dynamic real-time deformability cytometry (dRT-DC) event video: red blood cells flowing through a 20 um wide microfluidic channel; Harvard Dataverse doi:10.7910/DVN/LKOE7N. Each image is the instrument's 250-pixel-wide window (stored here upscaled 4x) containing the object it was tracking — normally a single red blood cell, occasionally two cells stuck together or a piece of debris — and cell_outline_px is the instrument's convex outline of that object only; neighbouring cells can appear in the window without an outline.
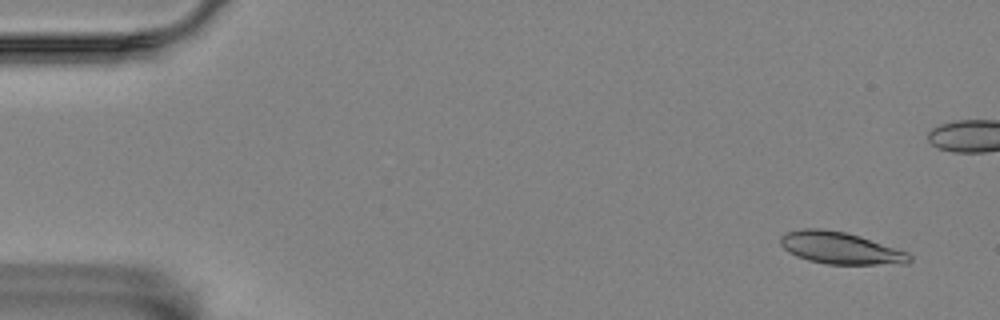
{"species": "Egyptian fruit bat (a non-hibernating species)", "species_latin": "Rousettus aegyptiacus", "temperature_condition": "room temperature", "stored_images_in_passage": 3, "camera_frame_rate_fps": 3000, "um_per_image_px": 0.085, "animal": {"sex": "female"}, "frame": {"image": 1, "passage_image": 1, "time_ms": 0.0, "image_size_px": [1000, 320], "cell_outline_px": [[912, 260], [908, 264], [828, 264], [808, 260], [796, 256], [788, 252], [780, 244], [780, 236], [788, 232], [804, 228], [820, 228], [844, 232], [860, 236], [908, 252], [912, 256]], "centroid_in_image_um": [71.45, 21.09], "position_along_channel_um": 13.6, "area_um2": 24.04}}